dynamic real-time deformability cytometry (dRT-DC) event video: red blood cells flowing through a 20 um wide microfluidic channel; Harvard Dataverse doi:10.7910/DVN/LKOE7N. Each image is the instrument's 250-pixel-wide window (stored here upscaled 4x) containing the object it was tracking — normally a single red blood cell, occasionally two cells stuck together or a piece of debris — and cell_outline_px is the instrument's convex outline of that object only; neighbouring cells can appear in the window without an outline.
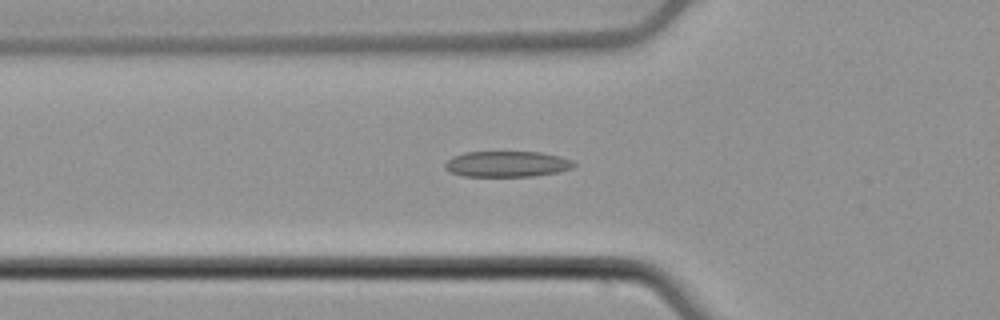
{"species": "common noctule bat (a hibernating species)", "species_latin": "Nyctalus noctula", "temperature_condition": "cold", "stored_images_in_passage": 38, "camera_frame_rate_fps": 3000, "um_per_image_px": 0.085, "animal": {"sex": "male", "body_mass_g": 21.5, "forearm_length_mm": 52.0}, "frame": {"image": 1, "passage_image": 2, "time_ms": 0.333, "image_size_px": [1000, 320], "cell_outline_px": [[576, 164], [572, 168], [556, 172], [532, 176], [464, 176], [452, 172], [444, 168], [444, 164], [452, 156], [464, 152], [540, 152], [560, 156], [572, 160]], "centroid_in_image_um": [43.08, 13.93], "position_along_channel_um": 82.7, "area_um2": 19.31}}
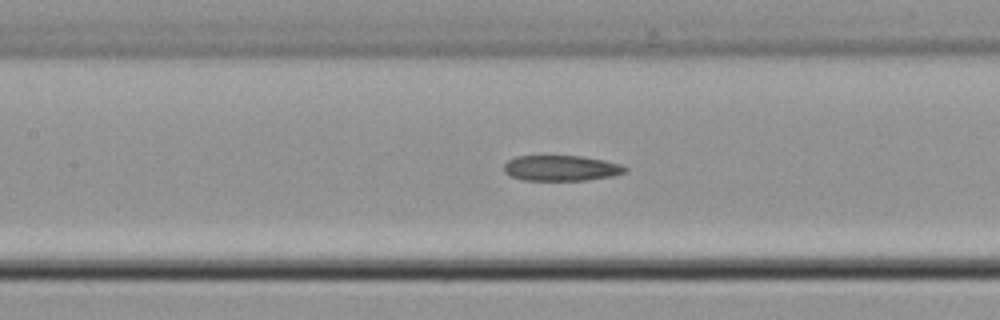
{"frame": {"image": 2, "passage_image": 8, "time_ms": 2.333, "image_size_px": [1000, 320], "cell_outline_px": [[628, 168], [624, 172], [612, 176], [584, 180], [524, 180], [508, 176], [504, 172], [504, 164], [508, 160], [516, 156], [580, 156], [604, 160], [620, 164]], "centroid_in_image_um": [47.65, 14.29], "position_along_channel_um": 159.7, "area_um2": 17.98}}
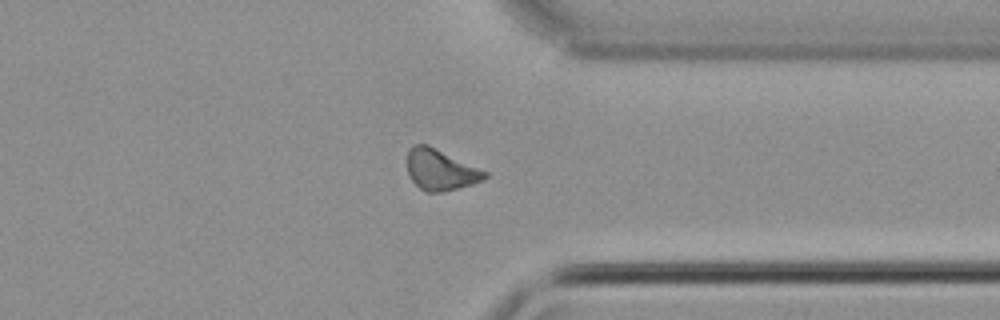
{"frame": {"image": 3, "passage_image": 25, "time_ms": 8.0, "image_size_px": [1000, 320], "cell_outline_px": [[488, 176], [484, 180], [472, 184], [444, 192], [424, 192], [412, 180], [408, 172], [408, 148], [416, 144], [428, 144], [488, 172]], "centroid_in_image_um": [37.45, 14.43], "position_along_channel_um": 373.9, "area_um2": 18.5}}